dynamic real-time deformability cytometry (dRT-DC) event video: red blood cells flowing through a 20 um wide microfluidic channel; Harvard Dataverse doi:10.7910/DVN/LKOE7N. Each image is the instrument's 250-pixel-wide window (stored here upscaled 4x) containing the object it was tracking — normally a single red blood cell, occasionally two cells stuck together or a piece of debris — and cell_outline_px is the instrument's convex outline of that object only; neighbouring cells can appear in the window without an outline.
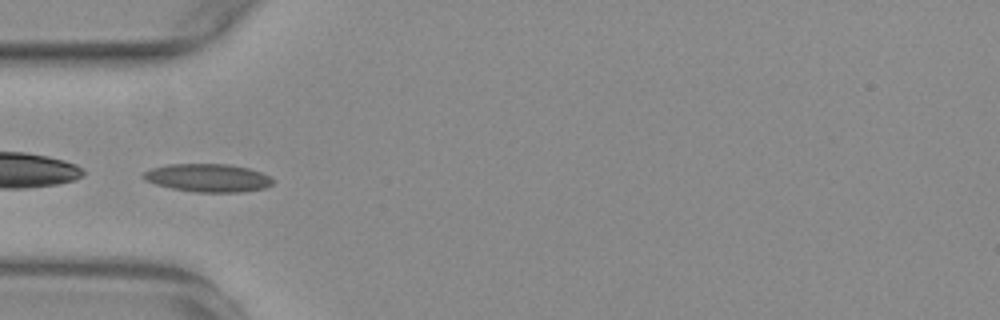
{"species": "common noctule bat (a hibernating species)", "species_latin": "Nyctalus noctula", "temperature_condition": "warm", "stored_images_in_passage": 23, "camera_frame_rate_fps": 3000, "um_per_image_px": 0.085, "animal": {"sex": "female", "body_mass_g": 29.2, "forearm_length_mm": 56.3}, "frame": {"image": 1, "passage_image": 1, "time_ms": 0.0, "image_size_px": [1000, 320], "cell_outline_px": [[272, 184], [264, 188], [244, 192], [196, 192], [172, 188], [156, 184], [144, 180], [140, 176], [144, 172], [152, 168], [168, 164], [228, 164], [248, 168], [260, 172], [268, 176], [272, 180]], "centroid_in_image_um": [17.64, 15.12], "position_along_channel_um": 67.4, "area_um2": 21.1}}
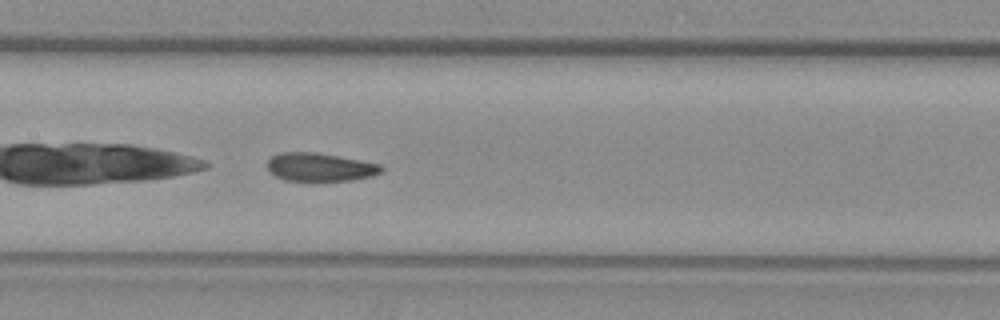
{"frame": {"image": 2, "passage_image": 10, "time_ms": 3.0, "image_size_px": [1000, 320], "cell_outline_px": [[384, 172], [352, 180], [312, 184], [284, 180], [276, 176], [268, 168], [268, 160], [272, 156], [280, 152], [316, 152], [360, 160], [380, 164], [384, 168]], "centroid_in_image_um": [27.19, 14.25], "position_along_channel_um": 180.2, "area_um2": 19.54}}
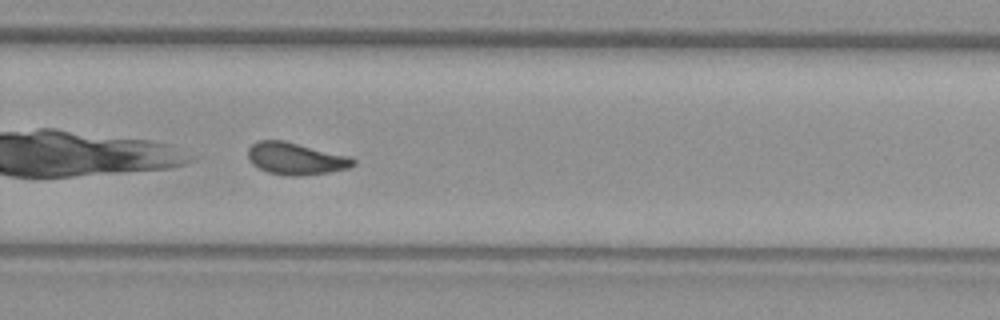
{"frame": {"image": 3, "passage_image": 20, "time_ms": 6.333, "image_size_px": [1000, 320], "cell_outline_px": [[356, 164], [348, 168], [328, 172], [300, 176], [288, 176], [268, 172], [252, 164], [248, 156], [248, 148], [256, 140], [284, 140], [352, 156], [356, 160]], "centroid_in_image_um": [25.16, 13.47], "position_along_channel_um": 304.6, "area_um2": 19.88}}